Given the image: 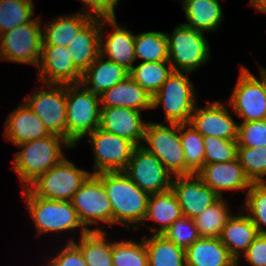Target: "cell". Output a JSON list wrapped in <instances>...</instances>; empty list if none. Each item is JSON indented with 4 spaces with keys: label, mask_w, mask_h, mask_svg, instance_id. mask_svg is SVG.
<instances>
[{
    "label": "cell",
    "mask_w": 266,
    "mask_h": 266,
    "mask_svg": "<svg viewBox=\"0 0 266 266\" xmlns=\"http://www.w3.org/2000/svg\"><path fill=\"white\" fill-rule=\"evenodd\" d=\"M39 76L46 85H72L81 83L82 73L75 67L68 47L42 45Z\"/></svg>",
    "instance_id": "9a60e30c"
},
{
    "label": "cell",
    "mask_w": 266,
    "mask_h": 266,
    "mask_svg": "<svg viewBox=\"0 0 266 266\" xmlns=\"http://www.w3.org/2000/svg\"><path fill=\"white\" fill-rule=\"evenodd\" d=\"M163 235L172 243L184 250L200 238L194 220L185 216L176 220Z\"/></svg>",
    "instance_id": "60d3db41"
},
{
    "label": "cell",
    "mask_w": 266,
    "mask_h": 266,
    "mask_svg": "<svg viewBox=\"0 0 266 266\" xmlns=\"http://www.w3.org/2000/svg\"><path fill=\"white\" fill-rule=\"evenodd\" d=\"M128 76L129 71L127 69L108 59L104 61V57L100 54L82 73L80 84L82 87H86L89 93L100 97L105 90L110 89Z\"/></svg>",
    "instance_id": "603a6c76"
},
{
    "label": "cell",
    "mask_w": 266,
    "mask_h": 266,
    "mask_svg": "<svg viewBox=\"0 0 266 266\" xmlns=\"http://www.w3.org/2000/svg\"><path fill=\"white\" fill-rule=\"evenodd\" d=\"M186 266H238L219 238L200 237L185 250Z\"/></svg>",
    "instance_id": "d4e9b609"
},
{
    "label": "cell",
    "mask_w": 266,
    "mask_h": 266,
    "mask_svg": "<svg viewBox=\"0 0 266 266\" xmlns=\"http://www.w3.org/2000/svg\"><path fill=\"white\" fill-rule=\"evenodd\" d=\"M188 23L185 25L205 32L218 28L222 22V10L218 0H186L182 2Z\"/></svg>",
    "instance_id": "83f0119b"
},
{
    "label": "cell",
    "mask_w": 266,
    "mask_h": 266,
    "mask_svg": "<svg viewBox=\"0 0 266 266\" xmlns=\"http://www.w3.org/2000/svg\"><path fill=\"white\" fill-rule=\"evenodd\" d=\"M113 266H148L144 238L141 243L122 241L112 243Z\"/></svg>",
    "instance_id": "74e56055"
},
{
    "label": "cell",
    "mask_w": 266,
    "mask_h": 266,
    "mask_svg": "<svg viewBox=\"0 0 266 266\" xmlns=\"http://www.w3.org/2000/svg\"><path fill=\"white\" fill-rule=\"evenodd\" d=\"M146 124L141 119L140 111L127 107L101 108L99 128L128 139L135 146L144 140Z\"/></svg>",
    "instance_id": "ac0fdd59"
},
{
    "label": "cell",
    "mask_w": 266,
    "mask_h": 266,
    "mask_svg": "<svg viewBox=\"0 0 266 266\" xmlns=\"http://www.w3.org/2000/svg\"><path fill=\"white\" fill-rule=\"evenodd\" d=\"M93 18L85 13L71 14L69 17H58L44 26L43 45H58L67 47L81 29Z\"/></svg>",
    "instance_id": "f1b7e54d"
},
{
    "label": "cell",
    "mask_w": 266,
    "mask_h": 266,
    "mask_svg": "<svg viewBox=\"0 0 266 266\" xmlns=\"http://www.w3.org/2000/svg\"><path fill=\"white\" fill-rule=\"evenodd\" d=\"M72 241L69 240V243H67L57 257L48 263V266H87L81 250Z\"/></svg>",
    "instance_id": "7bdbcfd3"
},
{
    "label": "cell",
    "mask_w": 266,
    "mask_h": 266,
    "mask_svg": "<svg viewBox=\"0 0 266 266\" xmlns=\"http://www.w3.org/2000/svg\"><path fill=\"white\" fill-rule=\"evenodd\" d=\"M95 175L101 180L110 200L112 224L124 223L128 228L132 223L138 228L139 222L145 221L149 194L132 182L124 171L100 172Z\"/></svg>",
    "instance_id": "6da1fadb"
},
{
    "label": "cell",
    "mask_w": 266,
    "mask_h": 266,
    "mask_svg": "<svg viewBox=\"0 0 266 266\" xmlns=\"http://www.w3.org/2000/svg\"><path fill=\"white\" fill-rule=\"evenodd\" d=\"M32 0H0V35L26 23H40L33 15Z\"/></svg>",
    "instance_id": "e575fe53"
},
{
    "label": "cell",
    "mask_w": 266,
    "mask_h": 266,
    "mask_svg": "<svg viewBox=\"0 0 266 266\" xmlns=\"http://www.w3.org/2000/svg\"><path fill=\"white\" fill-rule=\"evenodd\" d=\"M182 216L181 208L172 189L149 195L145 220L152 219L160 224L159 229L150 228L154 234L163 235Z\"/></svg>",
    "instance_id": "4316f807"
},
{
    "label": "cell",
    "mask_w": 266,
    "mask_h": 266,
    "mask_svg": "<svg viewBox=\"0 0 266 266\" xmlns=\"http://www.w3.org/2000/svg\"><path fill=\"white\" fill-rule=\"evenodd\" d=\"M169 126L147 122L144 140L153 153L175 176L186 175L184 150L179 136V124L170 123Z\"/></svg>",
    "instance_id": "ba28073f"
},
{
    "label": "cell",
    "mask_w": 266,
    "mask_h": 266,
    "mask_svg": "<svg viewBox=\"0 0 266 266\" xmlns=\"http://www.w3.org/2000/svg\"><path fill=\"white\" fill-rule=\"evenodd\" d=\"M92 173L78 169L63 158L47 172L38 176L27 189L37 197L71 201L74 194Z\"/></svg>",
    "instance_id": "277c9868"
},
{
    "label": "cell",
    "mask_w": 266,
    "mask_h": 266,
    "mask_svg": "<svg viewBox=\"0 0 266 266\" xmlns=\"http://www.w3.org/2000/svg\"><path fill=\"white\" fill-rule=\"evenodd\" d=\"M80 222L98 225L99 221L112 224V207L101 180L91 174L71 200Z\"/></svg>",
    "instance_id": "5bb4252c"
},
{
    "label": "cell",
    "mask_w": 266,
    "mask_h": 266,
    "mask_svg": "<svg viewBox=\"0 0 266 266\" xmlns=\"http://www.w3.org/2000/svg\"><path fill=\"white\" fill-rule=\"evenodd\" d=\"M203 142L205 147L204 165L229 162L237 158V141L204 136Z\"/></svg>",
    "instance_id": "ab89813d"
},
{
    "label": "cell",
    "mask_w": 266,
    "mask_h": 266,
    "mask_svg": "<svg viewBox=\"0 0 266 266\" xmlns=\"http://www.w3.org/2000/svg\"><path fill=\"white\" fill-rule=\"evenodd\" d=\"M237 158L246 177L251 183H263L266 180V146L238 147Z\"/></svg>",
    "instance_id": "8d00e7d4"
},
{
    "label": "cell",
    "mask_w": 266,
    "mask_h": 266,
    "mask_svg": "<svg viewBox=\"0 0 266 266\" xmlns=\"http://www.w3.org/2000/svg\"><path fill=\"white\" fill-rule=\"evenodd\" d=\"M101 33H100V54L108 60L115 62L130 71L133 68V63L136 61L135 55V35L125 28H120L116 22V18H101ZM113 26V32L103 43V33L105 23ZM104 22V23H103ZM103 29V30H102Z\"/></svg>",
    "instance_id": "ffe728a7"
},
{
    "label": "cell",
    "mask_w": 266,
    "mask_h": 266,
    "mask_svg": "<svg viewBox=\"0 0 266 266\" xmlns=\"http://www.w3.org/2000/svg\"><path fill=\"white\" fill-rule=\"evenodd\" d=\"M244 205L249 210L247 216L257 227L258 233L266 235V230L261 226H266V182L251 183Z\"/></svg>",
    "instance_id": "f35d334b"
},
{
    "label": "cell",
    "mask_w": 266,
    "mask_h": 266,
    "mask_svg": "<svg viewBox=\"0 0 266 266\" xmlns=\"http://www.w3.org/2000/svg\"><path fill=\"white\" fill-rule=\"evenodd\" d=\"M194 89L183 72L173 73L152 97V108L163 104L169 123H189L195 108Z\"/></svg>",
    "instance_id": "52a82bcc"
},
{
    "label": "cell",
    "mask_w": 266,
    "mask_h": 266,
    "mask_svg": "<svg viewBox=\"0 0 266 266\" xmlns=\"http://www.w3.org/2000/svg\"><path fill=\"white\" fill-rule=\"evenodd\" d=\"M5 132L4 137L15 145L51 135L26 104L11 112L5 123Z\"/></svg>",
    "instance_id": "44dd1931"
},
{
    "label": "cell",
    "mask_w": 266,
    "mask_h": 266,
    "mask_svg": "<svg viewBox=\"0 0 266 266\" xmlns=\"http://www.w3.org/2000/svg\"><path fill=\"white\" fill-rule=\"evenodd\" d=\"M197 175L219 197H222V190H244L251 185L238 158L224 163L205 164Z\"/></svg>",
    "instance_id": "d6986e66"
},
{
    "label": "cell",
    "mask_w": 266,
    "mask_h": 266,
    "mask_svg": "<svg viewBox=\"0 0 266 266\" xmlns=\"http://www.w3.org/2000/svg\"><path fill=\"white\" fill-rule=\"evenodd\" d=\"M124 172L149 195L168 191L172 186L171 173L144 145L134 147Z\"/></svg>",
    "instance_id": "30bf717a"
},
{
    "label": "cell",
    "mask_w": 266,
    "mask_h": 266,
    "mask_svg": "<svg viewBox=\"0 0 266 266\" xmlns=\"http://www.w3.org/2000/svg\"><path fill=\"white\" fill-rule=\"evenodd\" d=\"M179 136L184 150L186 175L197 174L204 166L203 136L189 123L179 124Z\"/></svg>",
    "instance_id": "d6a6232c"
},
{
    "label": "cell",
    "mask_w": 266,
    "mask_h": 266,
    "mask_svg": "<svg viewBox=\"0 0 266 266\" xmlns=\"http://www.w3.org/2000/svg\"><path fill=\"white\" fill-rule=\"evenodd\" d=\"M101 18H92L68 44L75 67L83 73L100 55Z\"/></svg>",
    "instance_id": "7402d4cb"
},
{
    "label": "cell",
    "mask_w": 266,
    "mask_h": 266,
    "mask_svg": "<svg viewBox=\"0 0 266 266\" xmlns=\"http://www.w3.org/2000/svg\"><path fill=\"white\" fill-rule=\"evenodd\" d=\"M95 155V172L124 171L135 145L123 137L108 133L100 128L87 135Z\"/></svg>",
    "instance_id": "4fadbf2b"
},
{
    "label": "cell",
    "mask_w": 266,
    "mask_h": 266,
    "mask_svg": "<svg viewBox=\"0 0 266 266\" xmlns=\"http://www.w3.org/2000/svg\"><path fill=\"white\" fill-rule=\"evenodd\" d=\"M148 255V266H186L185 250L164 235L153 234L144 239Z\"/></svg>",
    "instance_id": "4dcf8cb0"
},
{
    "label": "cell",
    "mask_w": 266,
    "mask_h": 266,
    "mask_svg": "<svg viewBox=\"0 0 266 266\" xmlns=\"http://www.w3.org/2000/svg\"><path fill=\"white\" fill-rule=\"evenodd\" d=\"M50 90H38L29 98L26 105L43 122L50 134L66 139V85H48ZM53 87V88H52Z\"/></svg>",
    "instance_id": "7c38bea8"
},
{
    "label": "cell",
    "mask_w": 266,
    "mask_h": 266,
    "mask_svg": "<svg viewBox=\"0 0 266 266\" xmlns=\"http://www.w3.org/2000/svg\"><path fill=\"white\" fill-rule=\"evenodd\" d=\"M222 198L220 197L214 204L207 207L206 210L193 219L200 237L219 238L221 235L223 227L231 217L228 213L227 204Z\"/></svg>",
    "instance_id": "d590c367"
},
{
    "label": "cell",
    "mask_w": 266,
    "mask_h": 266,
    "mask_svg": "<svg viewBox=\"0 0 266 266\" xmlns=\"http://www.w3.org/2000/svg\"><path fill=\"white\" fill-rule=\"evenodd\" d=\"M80 88V83L66 85V140L73 147L100 126V97Z\"/></svg>",
    "instance_id": "3957f363"
},
{
    "label": "cell",
    "mask_w": 266,
    "mask_h": 266,
    "mask_svg": "<svg viewBox=\"0 0 266 266\" xmlns=\"http://www.w3.org/2000/svg\"><path fill=\"white\" fill-rule=\"evenodd\" d=\"M250 4L254 6L257 11L266 13V0H251Z\"/></svg>",
    "instance_id": "bcb514c9"
},
{
    "label": "cell",
    "mask_w": 266,
    "mask_h": 266,
    "mask_svg": "<svg viewBox=\"0 0 266 266\" xmlns=\"http://www.w3.org/2000/svg\"><path fill=\"white\" fill-rule=\"evenodd\" d=\"M168 63L142 61L138 66H133L129 71V76L153 97L174 71Z\"/></svg>",
    "instance_id": "1f68e13d"
},
{
    "label": "cell",
    "mask_w": 266,
    "mask_h": 266,
    "mask_svg": "<svg viewBox=\"0 0 266 266\" xmlns=\"http://www.w3.org/2000/svg\"><path fill=\"white\" fill-rule=\"evenodd\" d=\"M189 124L203 137L215 136L226 140H238L239 125L221 102H213L205 108L195 107Z\"/></svg>",
    "instance_id": "e0dca14e"
},
{
    "label": "cell",
    "mask_w": 266,
    "mask_h": 266,
    "mask_svg": "<svg viewBox=\"0 0 266 266\" xmlns=\"http://www.w3.org/2000/svg\"><path fill=\"white\" fill-rule=\"evenodd\" d=\"M261 80L242 67L229 103L243 122L266 120V69L260 67Z\"/></svg>",
    "instance_id": "9c48e42d"
},
{
    "label": "cell",
    "mask_w": 266,
    "mask_h": 266,
    "mask_svg": "<svg viewBox=\"0 0 266 266\" xmlns=\"http://www.w3.org/2000/svg\"><path fill=\"white\" fill-rule=\"evenodd\" d=\"M168 40L169 63L176 72H192L209 59L210 47L203 35L185 24L174 29ZM181 69V70H180Z\"/></svg>",
    "instance_id": "8992f818"
},
{
    "label": "cell",
    "mask_w": 266,
    "mask_h": 266,
    "mask_svg": "<svg viewBox=\"0 0 266 266\" xmlns=\"http://www.w3.org/2000/svg\"><path fill=\"white\" fill-rule=\"evenodd\" d=\"M105 236L106 232L97 228L81 235L78 244L72 241L81 250L87 266H113L112 242L108 243Z\"/></svg>",
    "instance_id": "f546056e"
},
{
    "label": "cell",
    "mask_w": 266,
    "mask_h": 266,
    "mask_svg": "<svg viewBox=\"0 0 266 266\" xmlns=\"http://www.w3.org/2000/svg\"><path fill=\"white\" fill-rule=\"evenodd\" d=\"M113 10H115L116 5L119 0H104Z\"/></svg>",
    "instance_id": "7dc6e473"
},
{
    "label": "cell",
    "mask_w": 266,
    "mask_h": 266,
    "mask_svg": "<svg viewBox=\"0 0 266 266\" xmlns=\"http://www.w3.org/2000/svg\"><path fill=\"white\" fill-rule=\"evenodd\" d=\"M90 8L91 11L86 12L94 18H112L115 16V11L104 0H81ZM91 12V13H90ZM92 12L94 14H92ZM96 14V15H95Z\"/></svg>",
    "instance_id": "f6af8a7d"
},
{
    "label": "cell",
    "mask_w": 266,
    "mask_h": 266,
    "mask_svg": "<svg viewBox=\"0 0 266 266\" xmlns=\"http://www.w3.org/2000/svg\"><path fill=\"white\" fill-rule=\"evenodd\" d=\"M176 178L172 180L171 189L185 217L194 219L220 198L197 174Z\"/></svg>",
    "instance_id": "2e32d148"
},
{
    "label": "cell",
    "mask_w": 266,
    "mask_h": 266,
    "mask_svg": "<svg viewBox=\"0 0 266 266\" xmlns=\"http://www.w3.org/2000/svg\"><path fill=\"white\" fill-rule=\"evenodd\" d=\"M101 108L127 107L137 111L152 109V97L130 76L100 96Z\"/></svg>",
    "instance_id": "cb8c5ba5"
},
{
    "label": "cell",
    "mask_w": 266,
    "mask_h": 266,
    "mask_svg": "<svg viewBox=\"0 0 266 266\" xmlns=\"http://www.w3.org/2000/svg\"><path fill=\"white\" fill-rule=\"evenodd\" d=\"M243 255L253 266H266V235L259 234Z\"/></svg>",
    "instance_id": "ee69618b"
},
{
    "label": "cell",
    "mask_w": 266,
    "mask_h": 266,
    "mask_svg": "<svg viewBox=\"0 0 266 266\" xmlns=\"http://www.w3.org/2000/svg\"><path fill=\"white\" fill-rule=\"evenodd\" d=\"M60 143L66 148L73 147L65 138L54 134L17 145L22 150L15 153L13 169L25 184L23 188L64 158Z\"/></svg>",
    "instance_id": "7a4b0ae2"
},
{
    "label": "cell",
    "mask_w": 266,
    "mask_h": 266,
    "mask_svg": "<svg viewBox=\"0 0 266 266\" xmlns=\"http://www.w3.org/2000/svg\"><path fill=\"white\" fill-rule=\"evenodd\" d=\"M23 189L29 212L36 224L38 233L66 231L81 227V235H83L88 230H92L84 227L80 222L71 201L49 200L34 196L27 187Z\"/></svg>",
    "instance_id": "5b68a950"
},
{
    "label": "cell",
    "mask_w": 266,
    "mask_h": 266,
    "mask_svg": "<svg viewBox=\"0 0 266 266\" xmlns=\"http://www.w3.org/2000/svg\"><path fill=\"white\" fill-rule=\"evenodd\" d=\"M0 40L2 59L39 65L43 45L40 23H26L5 31Z\"/></svg>",
    "instance_id": "8fae6325"
},
{
    "label": "cell",
    "mask_w": 266,
    "mask_h": 266,
    "mask_svg": "<svg viewBox=\"0 0 266 266\" xmlns=\"http://www.w3.org/2000/svg\"><path fill=\"white\" fill-rule=\"evenodd\" d=\"M231 216L222 229L219 236L220 241L227 247L230 254L238 261L241 257L240 250L245 253L248 247L253 243L259 235L257 227L246 215Z\"/></svg>",
    "instance_id": "484cf974"
},
{
    "label": "cell",
    "mask_w": 266,
    "mask_h": 266,
    "mask_svg": "<svg viewBox=\"0 0 266 266\" xmlns=\"http://www.w3.org/2000/svg\"><path fill=\"white\" fill-rule=\"evenodd\" d=\"M237 142L238 147L266 146V120L242 122Z\"/></svg>",
    "instance_id": "b9f144b4"
},
{
    "label": "cell",
    "mask_w": 266,
    "mask_h": 266,
    "mask_svg": "<svg viewBox=\"0 0 266 266\" xmlns=\"http://www.w3.org/2000/svg\"><path fill=\"white\" fill-rule=\"evenodd\" d=\"M135 55L143 62H169L166 33L146 32L135 35Z\"/></svg>",
    "instance_id": "836d02e7"
}]
</instances>
